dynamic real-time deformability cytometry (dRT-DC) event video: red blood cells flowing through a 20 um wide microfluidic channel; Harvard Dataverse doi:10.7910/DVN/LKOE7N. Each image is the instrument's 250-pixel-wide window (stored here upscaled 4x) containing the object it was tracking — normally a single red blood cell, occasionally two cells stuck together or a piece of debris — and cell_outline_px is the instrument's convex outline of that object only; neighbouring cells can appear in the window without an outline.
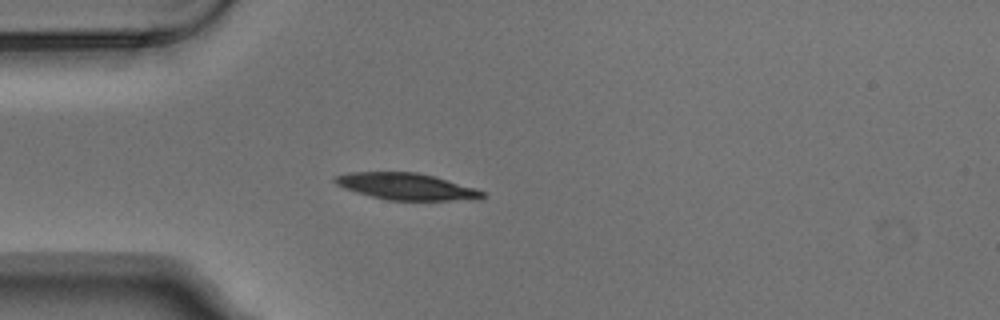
{"species": "Egyptian fruit bat (a non-hibernating species)", "species_latin": "Rousettus aegyptiacus", "temperature_condition": "warm", "stored_images_in_passage": 4, "camera_frame_rate_fps": 3000, "um_per_image_px": 0.085, "animal": {"sex": "male"}, "frame": {"image": 1, "passage_image": 4, "time_ms": 1.0, "image_size_px": [1000, 320], "cell_outline_px": [[484, 196], [480, 200], [388, 200], [356, 192], [344, 188], [336, 184], [332, 180], [336, 176], [348, 172], [416, 172], [432, 176], [476, 188], [484, 192]], "centroid_in_image_um": [34.54, 15.85], "position_along_channel_um": 50.5, "area_um2": 22.77}}